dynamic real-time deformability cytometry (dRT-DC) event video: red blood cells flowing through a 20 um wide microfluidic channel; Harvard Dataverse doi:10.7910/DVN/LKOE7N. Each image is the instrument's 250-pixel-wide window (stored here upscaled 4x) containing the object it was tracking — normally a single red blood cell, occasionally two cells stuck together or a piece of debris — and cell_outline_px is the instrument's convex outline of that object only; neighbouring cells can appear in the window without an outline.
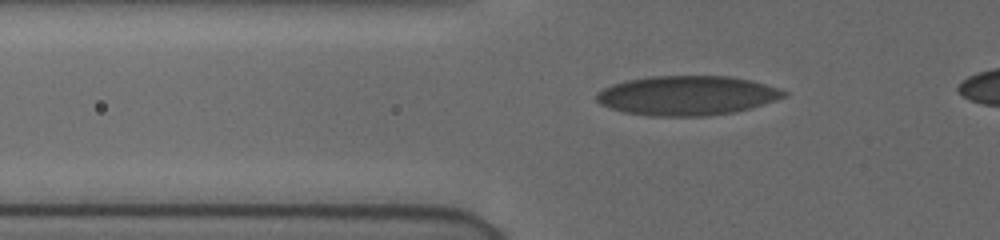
{"species": "human", "species_latin": "Homo sapiens", "temperature_condition": "cold", "stored_images_in_passage": 45, "camera_frame_rate_fps": 3000, "um_per_image_px": 0.085, "donor": {"sex": "female"}, "frame": {"image": 1, "passage_image": 14, "time_ms": 4.333, "image_size_px": [1000, 240], "cell_outline_px": [[788, 92], [784, 96], [776, 100], [752, 108], [736, 112], [708, 116], [648, 116], [624, 112], [600, 104], [596, 100], [596, 92], [612, 84], [628, 80], [648, 76], [732, 76], [752, 80], [780, 88]], "centroid_in_image_um": [58.42, 8.12], "position_along_channel_um": 67.4, "area_um2": 43.41}}
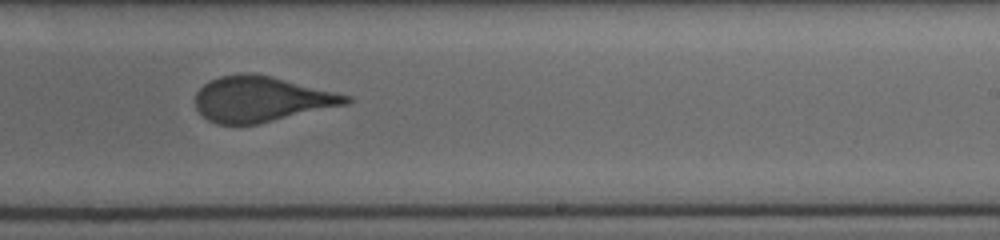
{"frame": {"image": 2, "passage_image": 30, "time_ms": 9.667, "image_size_px": [1000, 240], "cell_outline_px": [[352, 100], [348, 104], [256, 124], [216, 124], [208, 120], [196, 108], [196, 92], [208, 80], [220, 76], [244, 72], [248, 72], [268, 76], [352, 96]], "centroid_in_image_um": [22.18, 8.42], "position_along_channel_um": 266.8, "area_um2": 39.48}}
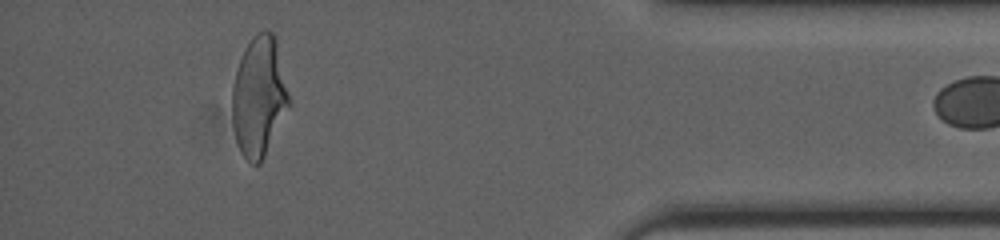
{"frame": {"image": 3, "passage_image": 44, "time_ms": 14.333, "image_size_px": [1000, 240], "cell_outline_px": [[292, 104], [260, 164], [252, 164], [240, 152], [236, 140], [232, 124], [232, 88], [236, 72], [240, 60], [252, 36], [264, 28], [268, 28], [272, 32], [276, 40]], "centroid_in_image_um": [22.03, 8.22], "position_along_channel_um": 413.2, "area_um2": 40.0}}